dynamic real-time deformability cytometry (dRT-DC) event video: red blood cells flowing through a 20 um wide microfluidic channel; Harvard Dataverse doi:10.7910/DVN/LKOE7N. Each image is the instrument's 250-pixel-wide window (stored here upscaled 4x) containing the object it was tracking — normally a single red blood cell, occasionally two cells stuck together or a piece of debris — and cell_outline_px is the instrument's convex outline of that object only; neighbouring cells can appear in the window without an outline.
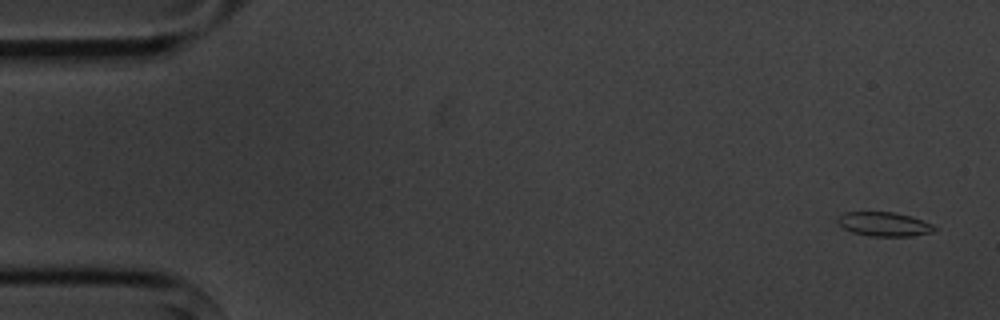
{"species": "common noctule bat (a hibernating species)", "species_latin": "Nyctalus noctula", "temperature_condition": "cold", "stored_images_in_passage": 4, "camera_frame_rate_fps": 3000, "um_per_image_px": 0.085, "animal": {"sex": "male", "body_mass_g": 20.1, "forearm_length_mm": 53.5}, "frame": {"image": 1, "passage_image": 1, "time_ms": 0.0, "image_size_px": [1000, 320], "cell_outline_px": [[936, 228], [932, 232], [912, 236], [872, 236], [852, 232], [844, 228], [836, 220], [844, 212], [892, 212], [912, 216], [932, 224]], "centroid_in_image_um": [75.16, 19.05], "position_along_channel_um": 9.8, "area_um2": 13.47}}